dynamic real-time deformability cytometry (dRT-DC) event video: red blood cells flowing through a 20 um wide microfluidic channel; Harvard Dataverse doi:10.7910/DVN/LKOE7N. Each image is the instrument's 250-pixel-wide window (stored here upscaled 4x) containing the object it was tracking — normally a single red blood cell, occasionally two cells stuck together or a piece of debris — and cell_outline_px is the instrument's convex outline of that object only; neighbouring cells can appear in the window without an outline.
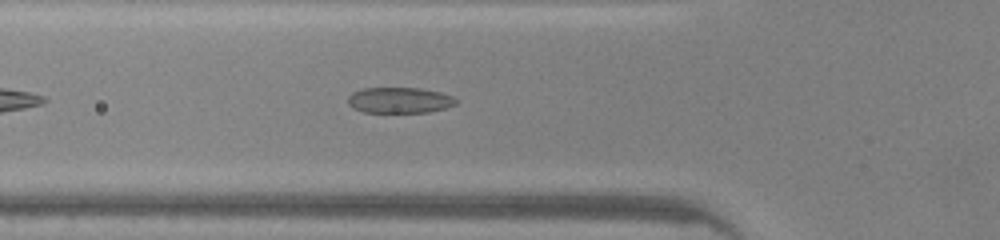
{"species": "common noctule bat (a hibernating species)", "species_latin": "Nyctalus noctula", "temperature_condition": "warm", "stored_images_in_passage": 19, "camera_frame_rate_fps": 3000, "um_per_image_px": 0.085, "animal": {"sex": "male", "body_mass_g": 20.0, "forearm_length_mm": 53.3}, "frame": {"image": 1, "passage_image": 7, "time_ms": 2.0, "image_size_px": [1000, 240], "cell_outline_px": [[456, 104], [444, 108], [428, 112], [364, 112], [352, 108], [348, 104], [348, 96], [352, 92], [364, 88], [420, 88], [440, 92], [452, 96], [456, 100]], "centroid_in_image_um": [33.92, 8.51], "position_along_channel_um": 91.9, "area_um2": 16.18}}
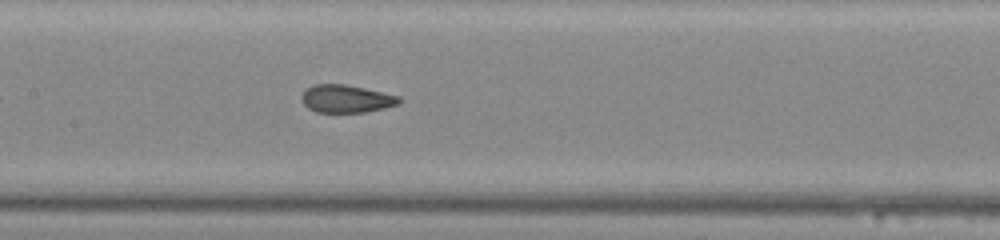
{"frame": {"image": 2, "passage_image": 13, "time_ms": 4.0, "image_size_px": [1000, 240], "cell_outline_px": [[400, 104], [384, 108], [364, 112], [316, 112], [308, 108], [304, 104], [300, 96], [308, 88], [316, 84], [344, 84], [364, 88], [400, 96]], "centroid_in_image_um": [29.44, 8.4], "position_along_channel_um": 178.0, "area_um2": 15.66}}
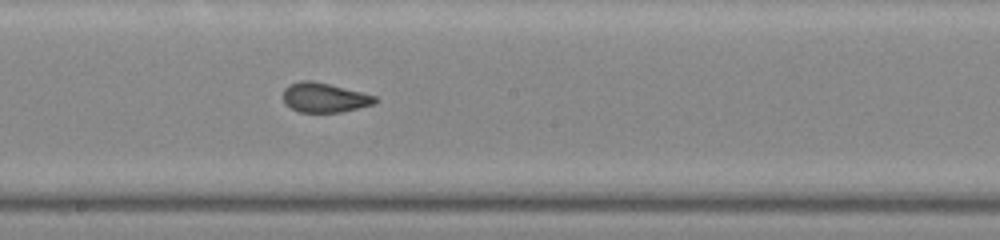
{"frame": {"image": 3, "passage_image": 16, "time_ms": 5.0, "image_size_px": [1000, 240], "cell_outline_px": [[376, 100], [372, 104], [340, 112], [300, 112], [284, 104], [284, 88], [288, 84], [300, 80], [312, 80], [376, 96]], "centroid_in_image_um": [27.5, 8.28], "position_along_channel_um": 220.7, "area_um2": 15.55}}